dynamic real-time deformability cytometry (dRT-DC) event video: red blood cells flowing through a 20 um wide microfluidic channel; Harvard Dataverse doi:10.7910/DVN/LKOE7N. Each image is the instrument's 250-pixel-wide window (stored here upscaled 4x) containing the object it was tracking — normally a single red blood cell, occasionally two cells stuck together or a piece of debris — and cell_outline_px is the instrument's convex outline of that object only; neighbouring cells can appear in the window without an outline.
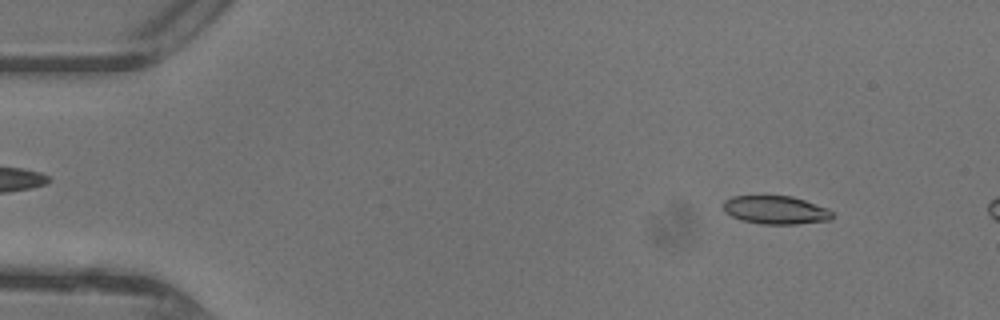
{"species": "common noctule bat (a hibernating species)", "species_latin": "Nyctalus noctula", "temperature_condition": "warm", "stored_images_in_passage": 11, "camera_frame_rate_fps": 3000, "um_per_image_px": 0.085, "animal": {"sex": "female"}, "frame": {"image": 1, "passage_image": 5, "time_ms": 1.333, "image_size_px": [1000, 320], "cell_outline_px": [[832, 220], [796, 224], [764, 224], [740, 220], [724, 212], [724, 200], [732, 196], [792, 196], [828, 208], [832, 212]], "centroid_in_image_um": [65.93, 17.85], "position_along_channel_um": 19.1, "area_um2": 17.98}}